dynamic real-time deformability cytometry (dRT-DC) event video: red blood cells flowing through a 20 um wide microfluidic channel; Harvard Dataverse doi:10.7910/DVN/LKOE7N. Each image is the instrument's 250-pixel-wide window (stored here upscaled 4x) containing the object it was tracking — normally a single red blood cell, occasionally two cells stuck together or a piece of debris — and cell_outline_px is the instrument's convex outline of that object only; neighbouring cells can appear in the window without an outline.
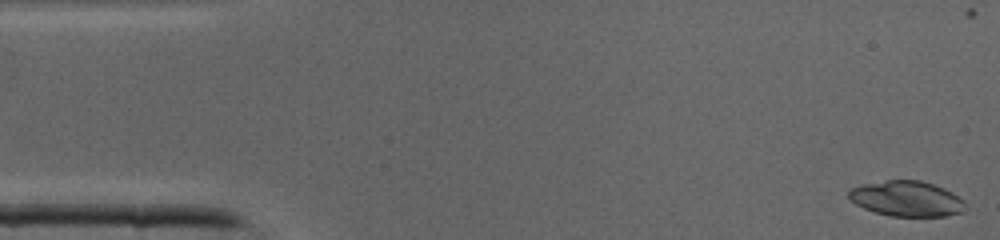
{"species": "common noctule bat (a hibernating species)", "species_latin": "Nyctalus noctula", "temperature_condition": "cold", "stored_images_in_passage": 9, "camera_frame_rate_fps": 3000, "um_per_image_px": 0.085, "animal": {"sex": "male", "body_mass_g": 19.0, "forearm_length_mm": 50.8}, "frame": {"image": 1, "passage_image": 1, "time_ms": 0.0, "image_size_px": [1000, 240], "cell_outline_px": [[968, 208], [964, 212], [944, 216], [892, 216], [876, 212], [864, 208], [856, 204], [848, 196], [848, 192], [852, 188], [864, 184], [888, 180], [920, 180], [944, 188], [952, 192], [964, 200]], "centroid_in_image_um": [77.13, 16.89], "position_along_channel_um": 7.9, "area_um2": 23.99}}